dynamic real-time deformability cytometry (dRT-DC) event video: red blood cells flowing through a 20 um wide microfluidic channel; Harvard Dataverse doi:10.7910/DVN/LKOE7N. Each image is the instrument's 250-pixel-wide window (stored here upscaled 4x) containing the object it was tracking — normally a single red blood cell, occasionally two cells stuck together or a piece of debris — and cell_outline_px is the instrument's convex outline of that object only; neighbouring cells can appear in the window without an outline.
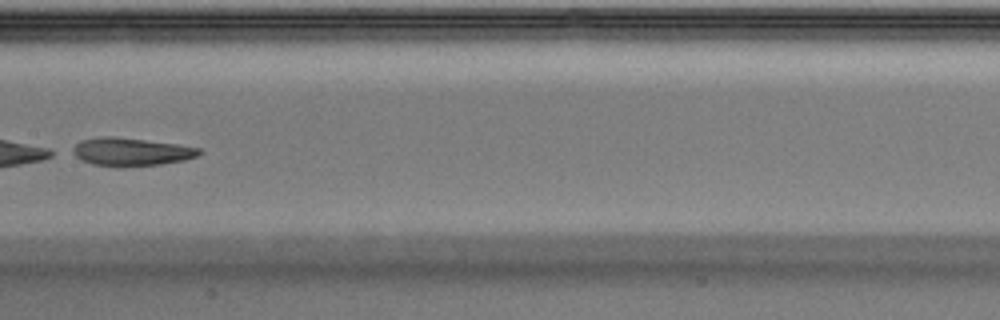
{"species": "Egyptian fruit bat (a non-hibernating species)", "species_latin": "Rousettus aegyptiacus", "temperature_condition": "warm", "stored_images_in_passage": 22, "camera_frame_rate_fps": 3000, "um_per_image_px": 0.085, "animal": {"sex": "male"}, "frame": {"image": 1, "passage_image": 10, "time_ms": 3.0, "image_size_px": [1000, 320], "cell_outline_px": [[200, 152], [196, 156], [184, 160], [160, 164], [92, 164], [80, 160], [68, 152], [80, 140], [100, 136], [112, 136], [176, 144], [200, 148]], "centroid_in_image_um": [11.06, 12.86], "position_along_channel_um": 196.3, "area_um2": 19.94}}